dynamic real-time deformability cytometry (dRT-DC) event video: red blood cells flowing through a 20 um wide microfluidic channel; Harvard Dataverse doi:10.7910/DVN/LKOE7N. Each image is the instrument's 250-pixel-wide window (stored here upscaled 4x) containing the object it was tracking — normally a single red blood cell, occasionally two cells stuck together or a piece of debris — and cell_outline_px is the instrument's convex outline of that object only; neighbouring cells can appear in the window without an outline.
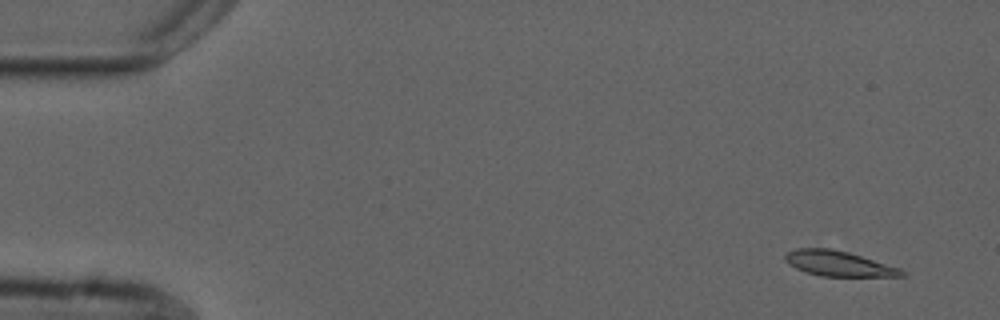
{"species": "common noctule bat (a hibernating species)", "species_latin": "Nyctalus noctula", "temperature_condition": "cold", "stored_images_in_passage": 8, "camera_frame_rate_fps": 3000, "um_per_image_px": 0.085, "animal": {"sex": "male", "forearm_length_mm": 52.5}, "frame": {"image": 1, "passage_image": 1, "time_ms": 0.0, "image_size_px": [1000, 320], "cell_outline_px": [[904, 276], [820, 276], [796, 268], [788, 264], [784, 260], [784, 256], [788, 252], [796, 248], [828, 248], [848, 252], [900, 268], [904, 272]], "centroid_in_image_um": [71.24, 22.4], "position_along_channel_um": 13.8, "area_um2": 16.88}}
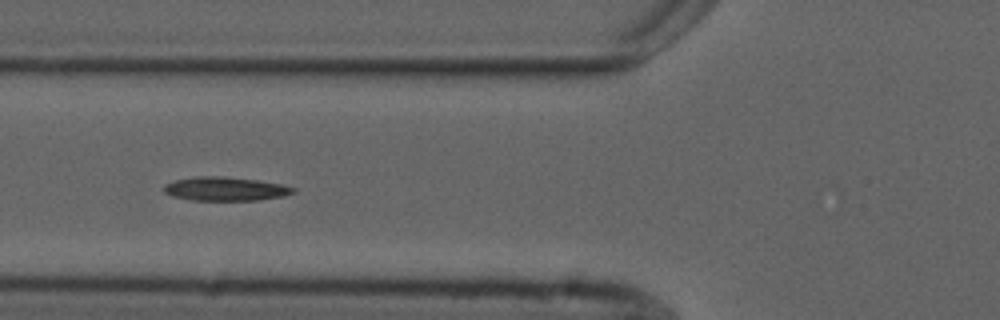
{"frame": {"image": 2, "passage_image": 6, "time_ms": 5.667, "image_size_px": [1000, 320], "cell_outline_px": [[296, 192], [284, 196], [260, 200], [192, 200], [172, 196], [164, 192], [164, 184], [176, 180], [196, 176], [224, 176], [256, 180], [280, 184], [296, 188]], "centroid_in_image_um": [19.16, 16.05], "position_along_channel_um": 106.6, "area_um2": 17.92}}
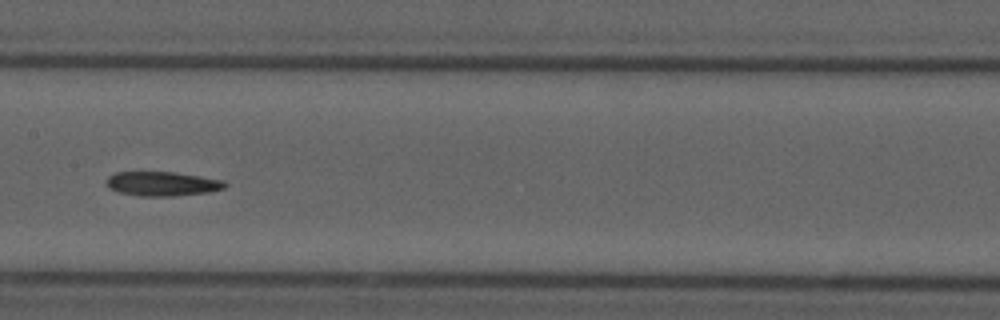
{"frame": {"image": 3, "passage_image": 8, "time_ms": 8.0, "image_size_px": [1000, 320], "cell_outline_px": [[228, 184], [224, 188], [208, 192], [172, 196], [140, 196], [120, 192], [108, 188], [104, 184], [104, 180], [108, 176], [116, 172], [172, 172], [200, 176], [224, 180]], "centroid_in_image_um": [13.75, 15.61], "position_along_channel_um": 193.7, "area_um2": 16.88}}